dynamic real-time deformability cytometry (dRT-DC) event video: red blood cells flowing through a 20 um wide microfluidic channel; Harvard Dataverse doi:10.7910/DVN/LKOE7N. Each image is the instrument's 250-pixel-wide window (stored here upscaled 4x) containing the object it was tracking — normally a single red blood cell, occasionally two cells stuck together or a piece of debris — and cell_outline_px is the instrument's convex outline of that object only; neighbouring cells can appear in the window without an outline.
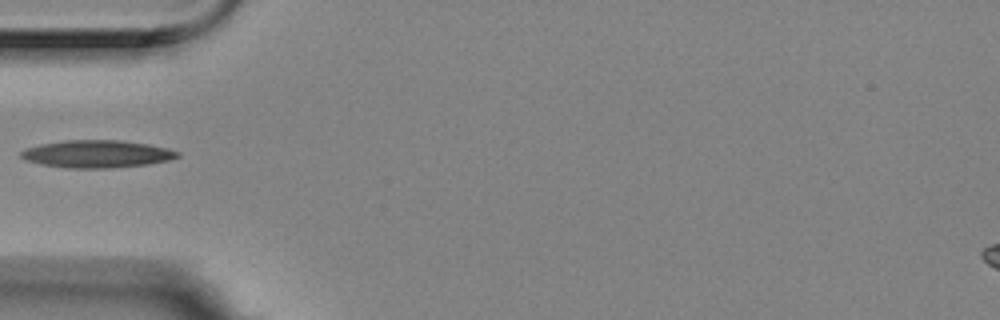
{"species": "Egyptian fruit bat (a non-hibernating species)", "species_latin": "Rousettus aegyptiacus", "temperature_condition": "room temperature", "stored_images_in_passage": 5, "camera_frame_rate_fps": 3000, "um_per_image_px": 0.085, "animal": {"sex": "female"}, "frame": {"image": 1, "passage_image": 2, "time_ms": 0.333, "image_size_px": [1000, 320], "cell_outline_px": [[180, 156], [168, 160], [148, 164], [104, 168], [68, 168], [44, 164], [24, 160], [20, 156], [20, 152], [28, 148], [40, 144], [64, 140], [124, 140], [148, 144], [168, 148], [180, 152]], "centroid_in_image_um": [8.25, 13.07], "position_along_channel_um": 76.7, "area_um2": 24.97}}
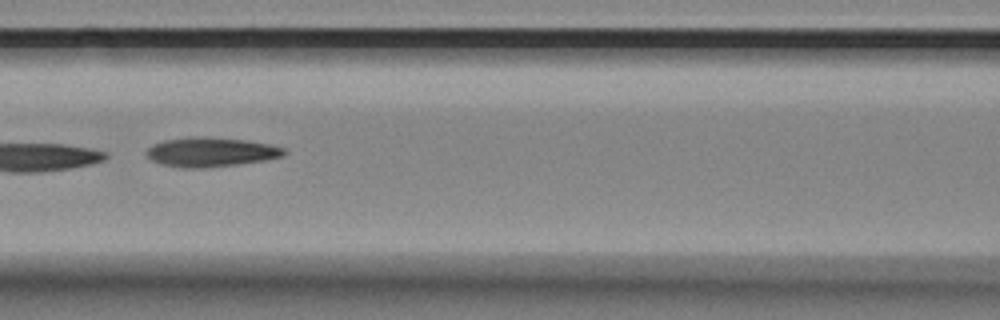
{"frame": {"image": 2, "passage_image": 4, "time_ms": 1.0, "image_size_px": [1000, 320], "cell_outline_px": [[288, 152], [284, 156], [264, 160], [236, 164], [204, 168], [180, 168], [160, 164], [152, 160], [144, 152], [152, 144], [164, 140], [192, 136], [204, 136], [248, 140], [272, 144], [284, 148]], "centroid_in_image_um": [17.92, 12.91], "position_along_channel_um": 148.7, "area_um2": 23.87}}
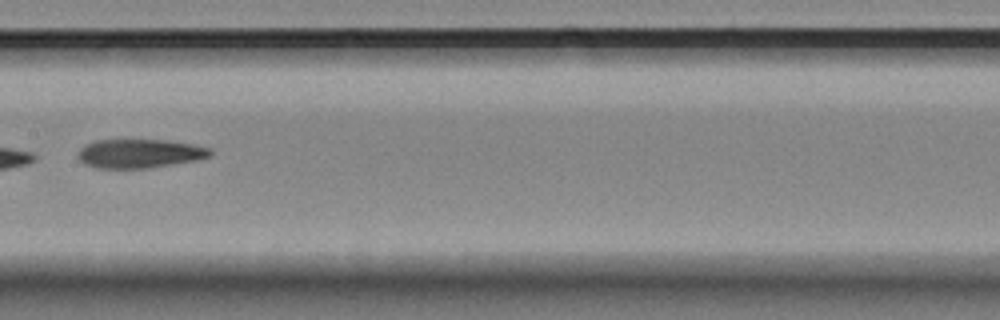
{"frame": {"image": 3, "passage_image": 5, "time_ms": 1.333, "image_size_px": [1000, 320], "cell_outline_px": [[212, 152], [208, 156], [196, 160], [148, 168], [96, 168], [84, 164], [76, 156], [80, 148], [84, 144], [96, 140], [164, 140], [192, 144], [212, 148]], "centroid_in_image_um": [11.82, 13.05], "position_along_channel_um": 195.6, "area_um2": 22.25}}